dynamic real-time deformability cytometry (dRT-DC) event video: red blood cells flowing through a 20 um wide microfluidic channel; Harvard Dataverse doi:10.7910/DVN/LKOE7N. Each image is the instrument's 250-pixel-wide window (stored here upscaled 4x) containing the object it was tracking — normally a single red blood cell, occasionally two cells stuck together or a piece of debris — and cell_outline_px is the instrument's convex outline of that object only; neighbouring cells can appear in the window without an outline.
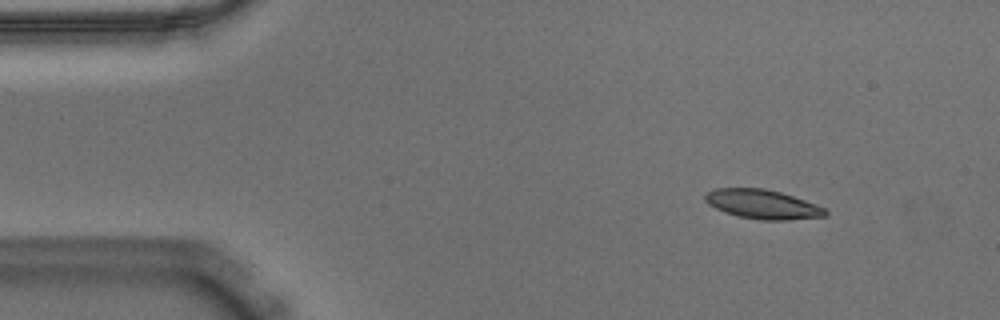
{"species": "Egyptian fruit bat (a non-hibernating species)", "species_latin": "Rousettus aegyptiacus", "temperature_condition": "warm", "stored_images_in_passage": 49, "camera_frame_rate_fps": 3000, "um_per_image_px": 0.085, "animal": {"sex": "male"}, "frame": {"image": 1, "passage_image": 1, "time_ms": 0.0, "image_size_px": [1000, 320], "cell_outline_px": [[828, 216], [788, 220], [760, 220], [736, 216], [724, 212], [708, 204], [704, 200], [704, 192], [716, 188], [764, 188], [780, 192], [816, 204], [824, 208], [828, 212]], "centroid_in_image_um": [64.79, 17.36], "position_along_channel_um": 20.2, "area_um2": 20.63}}
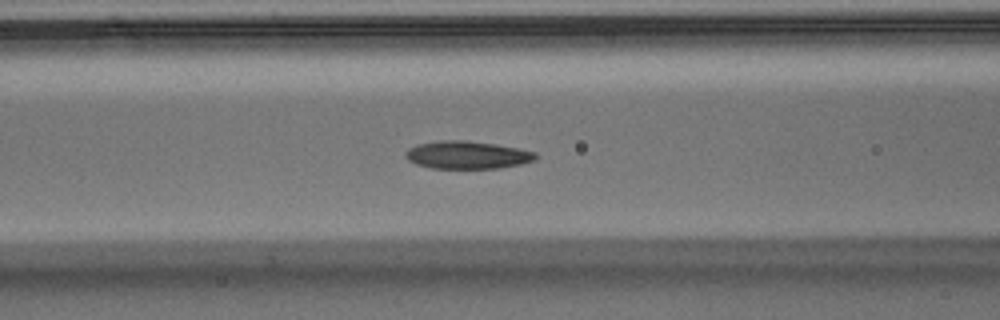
{"frame": {"image": 2, "passage_image": 16, "time_ms": 5.0, "image_size_px": [1000, 320], "cell_outline_px": [[536, 160], [520, 164], [500, 168], [432, 168], [416, 164], [408, 160], [404, 156], [404, 152], [408, 148], [416, 144], [440, 140], [468, 140], [496, 144], [520, 148], [536, 152]], "centroid_in_image_um": [39.69, 13.16], "position_along_channel_um": 126.9, "area_um2": 21.27}}
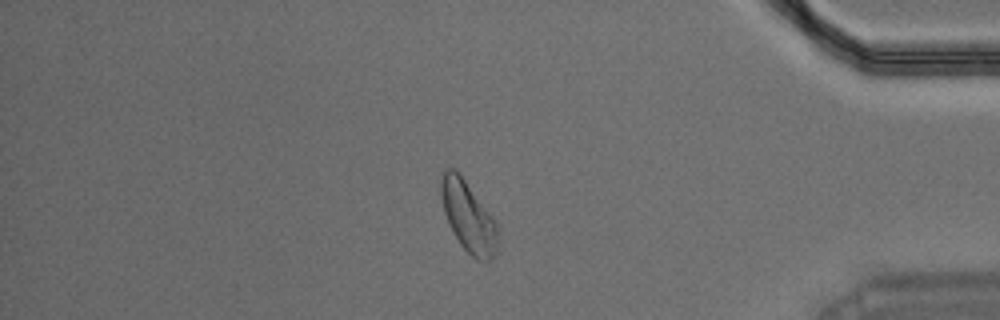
{"frame": {"image": 3, "passage_image": 41, "time_ms": 13.333, "image_size_px": [1000, 320], "cell_outline_px": [[496, 252], [488, 260], [476, 260], [460, 244], [444, 212], [440, 196], [440, 180], [444, 168], [452, 168], [460, 172], [496, 220]], "centroid_in_image_um": [39.77, 18.33], "position_along_channel_um": 395.4, "area_um2": 23.18}, "authors_computed_cell_mechanics": {"area_um2": 20.9236, "velocity_mm_per_s": 3.6351, "shape_relaxation_time_tau1_ms": 3.0815, "shape_relaxation_time_tau2_ms": 5.4007, "deformation_change_tau1": 0.1204, "deformation_change_tau2": 0.1273}}